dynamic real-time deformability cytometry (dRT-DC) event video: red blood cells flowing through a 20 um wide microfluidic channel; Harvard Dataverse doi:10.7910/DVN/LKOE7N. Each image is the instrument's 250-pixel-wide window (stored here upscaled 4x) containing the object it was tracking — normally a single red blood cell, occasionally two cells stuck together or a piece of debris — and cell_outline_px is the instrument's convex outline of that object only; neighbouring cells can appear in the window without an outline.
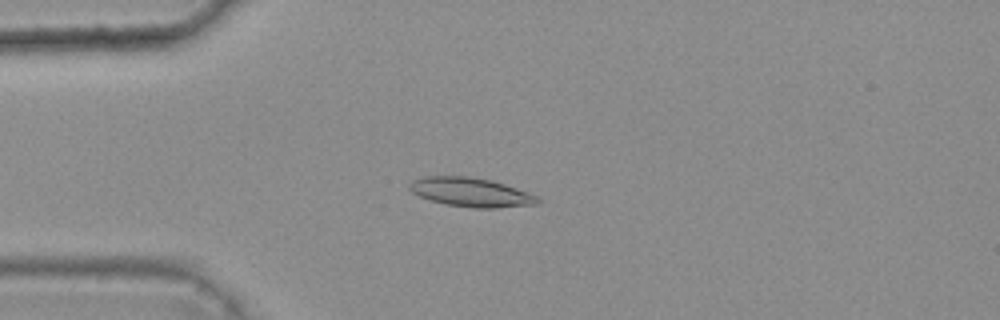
{"species": "common noctule bat (a hibernating species)", "species_latin": "Nyctalus noctula", "temperature_condition": "warm", "stored_images_in_passage": 5, "camera_frame_rate_fps": 3000, "um_per_image_px": 0.085, "animal": {"sex": "female", "body_mass_g": 25.1}, "frame": {"image": 1, "passage_image": 4, "time_ms": 1.0, "image_size_px": [1000, 320], "cell_outline_px": [[540, 200], [536, 204], [496, 208], [476, 208], [444, 204], [420, 196], [412, 192], [408, 188], [408, 184], [412, 180], [424, 176], [468, 176], [492, 180], [528, 192], [536, 196]], "centroid_in_image_um": [39.99, 16.33], "position_along_channel_um": 45.0, "area_um2": 21.62}}